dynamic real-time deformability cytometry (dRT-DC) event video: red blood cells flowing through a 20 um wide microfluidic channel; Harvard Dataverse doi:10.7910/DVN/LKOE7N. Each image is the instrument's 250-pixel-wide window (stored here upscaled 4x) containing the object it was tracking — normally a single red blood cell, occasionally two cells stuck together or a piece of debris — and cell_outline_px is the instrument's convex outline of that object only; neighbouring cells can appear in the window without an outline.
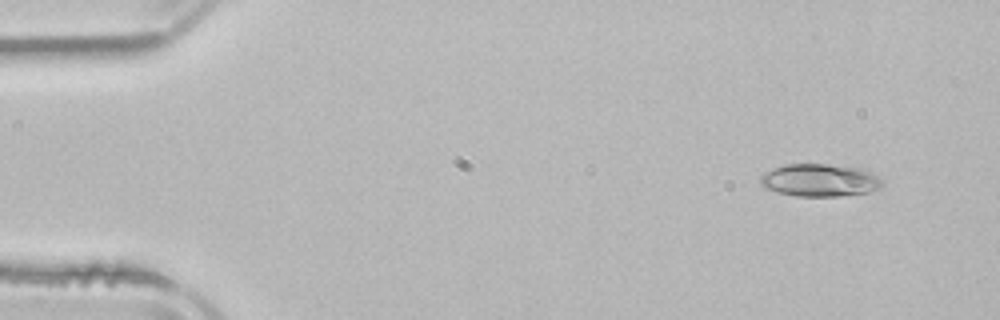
{"species": "common noctule bat (a hibernating species)", "species_latin": "Nyctalus noctula", "temperature_condition": "room temperature", "stored_images_in_passage": 4, "camera_frame_rate_fps": 3000, "um_per_image_px": 0.085, "animal": {"sex": "male", "body_mass_g": 21.5, "forearm_length_mm": 52.0}, "frame": {"image": 1, "passage_image": 2, "time_ms": 1.333, "image_size_px": [1000, 320], "cell_outline_px": [[884, 184], [880, 188], [868, 192], [840, 196], [796, 196], [776, 192], [764, 188], [760, 184], [760, 176], [776, 168], [788, 164], [824, 164], [860, 168], [872, 172]], "centroid_in_image_um": [69.68, 15.33], "position_along_channel_um": 15.3, "area_um2": 23.0}}